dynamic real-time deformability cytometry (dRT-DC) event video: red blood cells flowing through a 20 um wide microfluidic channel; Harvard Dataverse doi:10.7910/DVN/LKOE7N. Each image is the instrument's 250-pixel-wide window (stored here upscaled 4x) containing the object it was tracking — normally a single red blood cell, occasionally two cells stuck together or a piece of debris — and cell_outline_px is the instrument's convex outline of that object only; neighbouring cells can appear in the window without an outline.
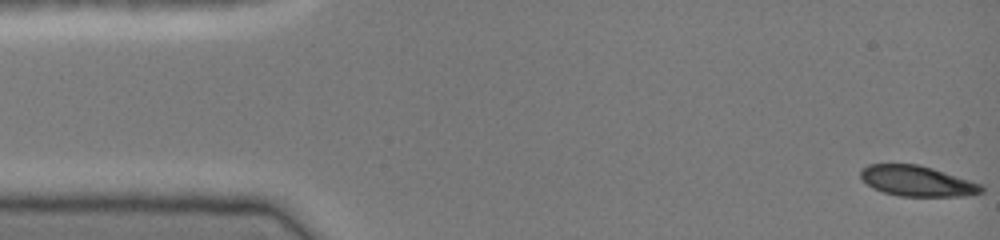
{"species": "common noctule bat (a hibernating species)", "species_latin": "Nyctalus noctula", "temperature_condition": "cold", "stored_images_in_passage": 46, "camera_frame_rate_fps": 3000, "um_per_image_px": 0.085, "animal": {"sex": "female", "body_mass_g": 19.0, "forearm_length_mm": 51.5}, "frame": {"image": 1, "passage_image": 1, "time_ms": 0.0, "image_size_px": [1000, 240], "cell_outline_px": [[984, 192], [964, 196], [900, 196], [884, 192], [872, 188], [860, 176], [860, 172], [868, 164], [916, 164], [932, 168], [984, 184]], "centroid_in_image_um": [78.01, 15.39], "position_along_channel_um": 7.0, "area_um2": 21.44}}
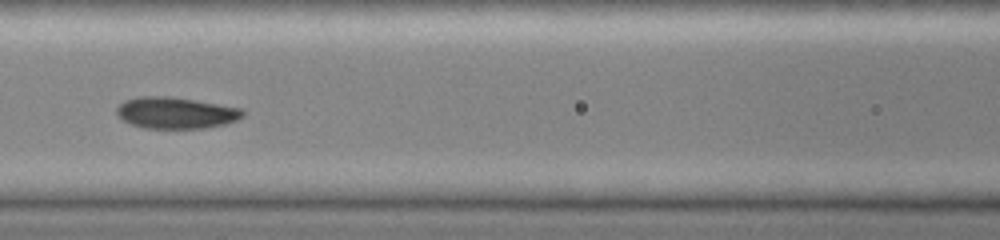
{"frame": {"image": 2, "passage_image": 20, "time_ms": 6.333, "image_size_px": [1000, 240], "cell_outline_px": [[244, 116], [236, 120], [224, 124], [204, 128], [144, 128], [132, 124], [116, 116], [116, 108], [124, 100], [140, 96], [172, 96], [244, 108]], "centroid_in_image_um": [14.95, 9.58], "position_along_channel_um": 151.7, "area_um2": 23.29}}
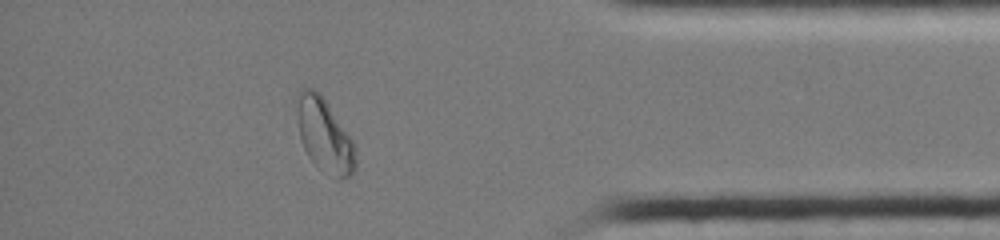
{"frame": {"image": 3, "passage_image": 40, "time_ms": 13.0, "image_size_px": [1000, 240], "cell_outline_px": [[356, 168], [352, 176], [340, 180], [336, 180], [316, 164], [308, 156], [300, 140], [300, 92], [304, 88], [312, 88], [320, 92], [352, 140], [356, 148]], "centroid_in_image_um": [27.67, 11.6], "position_along_channel_um": 407.5, "area_um2": 24.39}, "authors_computed_cell_mechanics": {"area_um2": 22.6576, "velocity_mm_per_s": 4.1165, "shape_relaxation_time_tau1_ms": 4.4934, "shape_relaxation_time_tau2_ms": null, "deformation_change_tau1": 0.1395, "deformation_change_tau2": null}}